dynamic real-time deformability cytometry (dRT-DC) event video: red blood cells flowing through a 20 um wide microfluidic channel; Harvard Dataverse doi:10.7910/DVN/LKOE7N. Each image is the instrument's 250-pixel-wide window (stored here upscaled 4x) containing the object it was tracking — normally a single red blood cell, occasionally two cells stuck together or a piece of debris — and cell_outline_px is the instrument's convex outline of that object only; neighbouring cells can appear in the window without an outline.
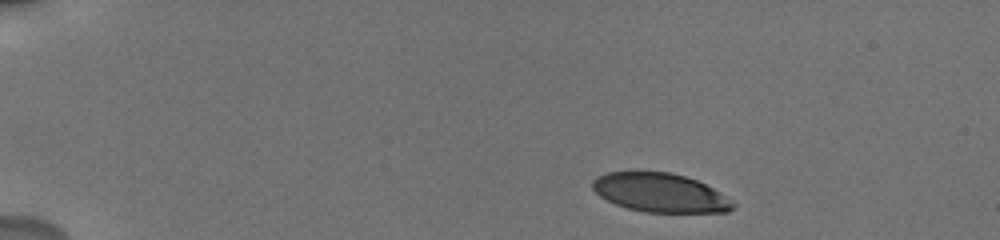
{"species": "human", "species_latin": "Homo sapiens", "temperature_condition": "cold", "stored_images_in_passage": 6, "camera_frame_rate_fps": 3000, "um_per_image_px": 0.085, "donor": {"sex": "male"}, "frame": {"image": 1, "passage_image": 1, "time_ms": 0.0, "image_size_px": [1000, 240], "cell_outline_px": [[736, 204], [728, 212], [644, 212], [628, 208], [616, 204], [600, 196], [592, 188], [592, 180], [596, 176], [608, 172], [668, 172], [684, 176], [696, 180], [720, 192]], "centroid_in_image_um": [56.1, 16.38], "position_along_channel_um": 28.9, "area_um2": 31.56}}
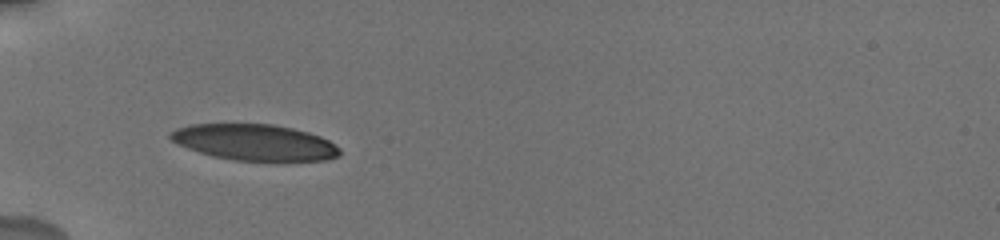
{"frame": {"image": 2, "passage_image": 5, "time_ms": 3.333, "image_size_px": [1000, 240], "cell_outline_px": [[340, 156], [328, 160], [232, 160], [212, 156], [188, 148], [172, 140], [168, 136], [168, 132], [176, 128], [188, 124], [272, 124], [292, 128], [308, 132], [320, 136], [328, 140], [340, 148]], "centroid_in_image_um": [21.63, 12.09], "position_along_channel_um": 63.4, "area_um2": 35.49}}